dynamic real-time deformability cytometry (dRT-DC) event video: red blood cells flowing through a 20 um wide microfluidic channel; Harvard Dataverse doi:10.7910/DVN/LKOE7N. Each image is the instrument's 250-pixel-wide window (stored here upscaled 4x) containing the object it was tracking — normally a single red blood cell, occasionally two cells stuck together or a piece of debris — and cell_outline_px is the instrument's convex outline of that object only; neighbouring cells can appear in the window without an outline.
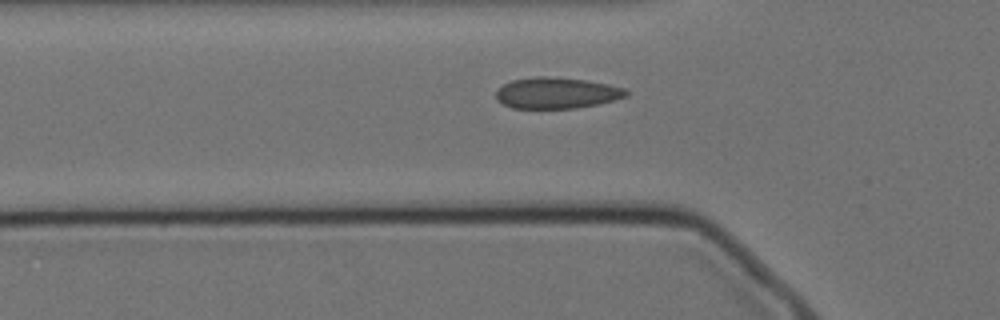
{"species": "Egyptian fruit bat (a non-hibernating species)", "species_latin": "Rousettus aegyptiacus", "temperature_condition": "cold", "stored_images_in_passage": 36, "camera_frame_rate_fps": 3000, "um_per_image_px": 0.085, "animal": {"sex": "female"}, "frame": {"image": 1, "passage_image": 7, "time_ms": 2.0, "image_size_px": [1000, 320], "cell_outline_px": [[628, 92], [624, 96], [600, 104], [576, 108], [512, 108], [496, 100], [496, 92], [504, 84], [512, 80], [540, 76], [544, 76], [584, 80], [608, 84], [624, 88]], "centroid_in_image_um": [47.29, 7.91], "position_along_channel_um": 78.5, "area_um2": 23.29}}
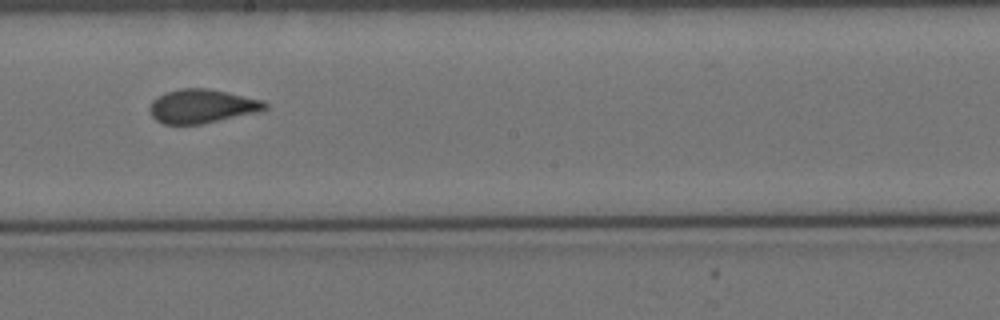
{"frame": {"image": 2, "passage_image": 20, "time_ms": 6.333, "image_size_px": [1000, 320], "cell_outline_px": [[268, 108], [260, 112], [200, 124], [164, 124], [156, 120], [152, 116], [148, 108], [152, 100], [168, 92], [180, 88], [208, 88], [264, 100], [268, 104]], "centroid_in_image_um": [17.2, 9.03], "position_along_channel_um": 231.0, "area_um2": 22.77}}
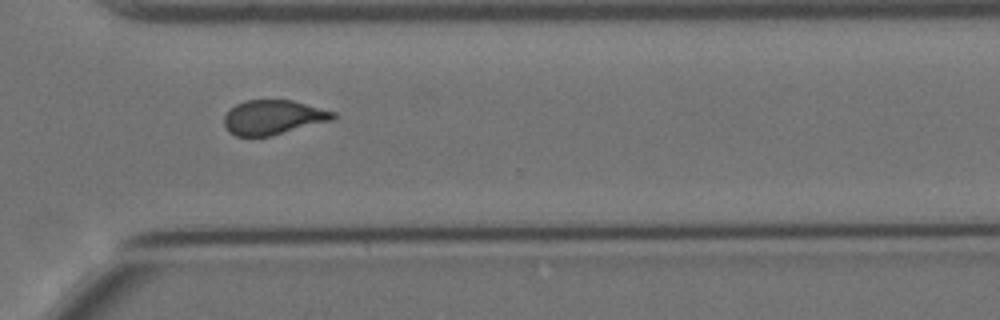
{"frame": {"image": 3, "passage_image": 30, "time_ms": 9.667, "image_size_px": [1000, 320], "cell_outline_px": [[336, 116], [332, 120], [272, 136], [236, 136], [228, 132], [224, 124], [224, 116], [236, 104], [244, 100], [292, 100], [336, 112]], "centroid_in_image_um": [23.22, 9.97], "position_along_channel_um": 347.4, "area_um2": 21.91}, "authors_computed_cell_mechanics": {"area_um2": 22.831, "velocity_mm_per_s": 3.4988, "shape_relaxation_time_tau1_ms": null, "shape_relaxation_time_tau2_ms": 0.7613, "deformation_change_tau1": null, "deformation_change_tau2": 0.053}}